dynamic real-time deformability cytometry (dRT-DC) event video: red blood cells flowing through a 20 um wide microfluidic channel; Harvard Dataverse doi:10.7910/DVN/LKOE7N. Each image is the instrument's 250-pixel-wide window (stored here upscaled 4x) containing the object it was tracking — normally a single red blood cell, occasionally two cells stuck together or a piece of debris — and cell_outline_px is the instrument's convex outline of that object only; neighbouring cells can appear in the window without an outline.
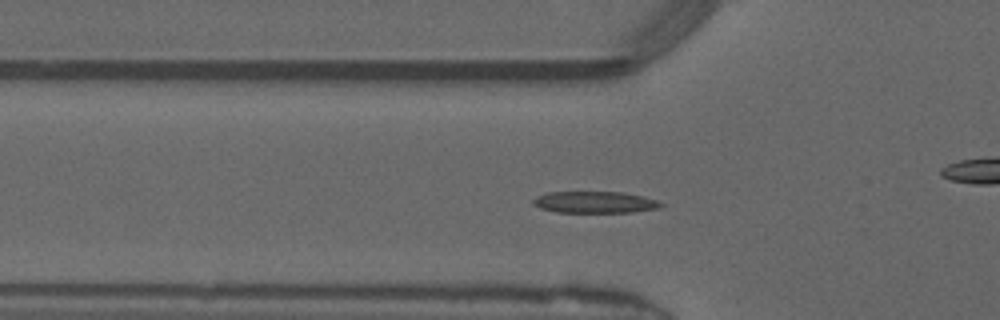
{"species": "common noctule bat (a hibernating species)", "species_latin": "Nyctalus noctula", "temperature_condition": "warm", "stored_images_in_passage": 43, "camera_frame_rate_fps": 3000, "um_per_image_px": 0.085, "animal": {"sex": "male", "forearm_length_mm": 52.5}, "frame": {"image": 1, "passage_image": 9, "time_ms": 2.667, "image_size_px": [1000, 320], "cell_outline_px": [[664, 204], [660, 208], [632, 212], [556, 212], [540, 208], [532, 204], [532, 200], [536, 196], [548, 192], [624, 192], [644, 196], [656, 200]], "centroid_in_image_um": [50.56, 17.18], "position_along_channel_um": 75.2, "area_um2": 16.18}}
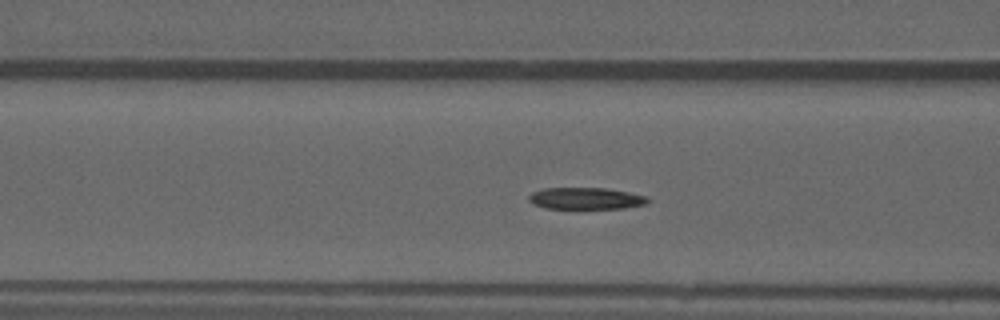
{"frame": {"image": 2, "passage_image": 12, "time_ms": 3.667, "image_size_px": [1000, 320], "cell_outline_px": [[652, 200], [644, 204], [624, 208], [544, 208], [528, 200], [528, 196], [532, 192], [544, 188], [604, 188], [628, 192], [648, 196]], "centroid_in_image_um": [49.82, 16.86], "position_along_channel_um": 116.8, "area_um2": 14.97}}
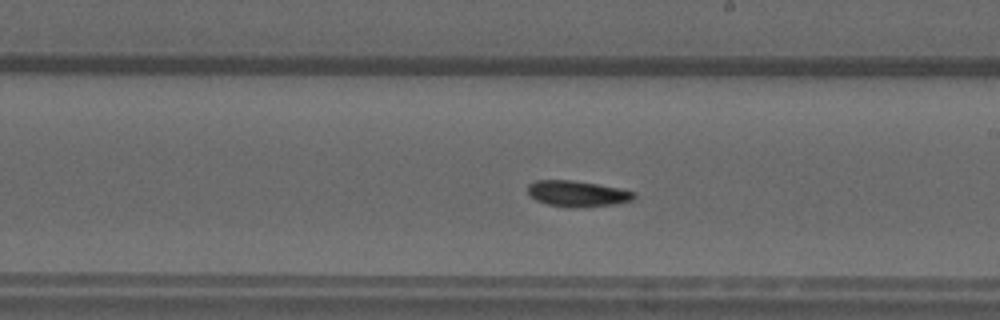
{"frame": {"image": 3, "passage_image": 21, "time_ms": 6.667, "image_size_px": [1000, 320], "cell_outline_px": [[636, 196], [632, 200], [616, 204], [576, 208], [568, 208], [548, 204], [536, 200], [528, 192], [528, 184], [536, 180], [572, 180], [596, 184], [636, 192]], "centroid_in_image_um": [49.07, 16.47], "position_along_channel_um": 239.9, "area_um2": 16.01}, "authors_computed_cell_mechanics": {"area_um2": 15.7794, "velocity_mm_per_s": 4.1158, "shape_relaxation_time_tau1_ms": 4.4794, "shape_relaxation_time_tau2_ms": null, "deformation_change_tau1": 0.1551, "deformation_change_tau2": null}}